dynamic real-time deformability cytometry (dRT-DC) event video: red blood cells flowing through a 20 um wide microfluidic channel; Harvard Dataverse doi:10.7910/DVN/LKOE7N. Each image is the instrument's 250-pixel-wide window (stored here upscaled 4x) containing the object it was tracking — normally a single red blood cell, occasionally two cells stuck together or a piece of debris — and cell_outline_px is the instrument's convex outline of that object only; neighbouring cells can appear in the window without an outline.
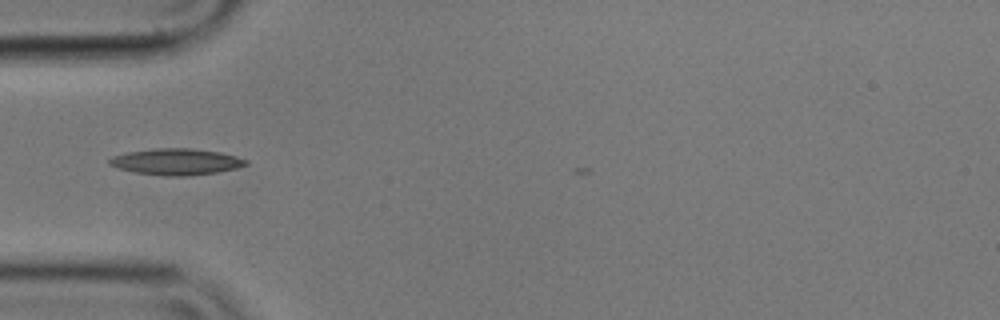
{"species": "common noctule bat (a hibernating species)", "species_latin": "Nyctalus noctula", "temperature_condition": "cold", "stored_images_in_passage": 3, "camera_frame_rate_fps": 3000, "um_per_image_px": 0.085, "animal": {"sex": "male", "body_mass_g": 17.9}, "frame": {"image": 1, "passage_image": 1, "time_ms": 0.0, "image_size_px": [1000, 320], "cell_outline_px": [[248, 164], [236, 168], [216, 172], [184, 176], [168, 176], [136, 172], [120, 168], [108, 164], [108, 160], [112, 156], [128, 152], [156, 148], [188, 148], [220, 152], [236, 156], [248, 160]], "centroid_in_image_um": [14.99, 13.74], "position_along_channel_um": 70.0, "area_um2": 20.69}}